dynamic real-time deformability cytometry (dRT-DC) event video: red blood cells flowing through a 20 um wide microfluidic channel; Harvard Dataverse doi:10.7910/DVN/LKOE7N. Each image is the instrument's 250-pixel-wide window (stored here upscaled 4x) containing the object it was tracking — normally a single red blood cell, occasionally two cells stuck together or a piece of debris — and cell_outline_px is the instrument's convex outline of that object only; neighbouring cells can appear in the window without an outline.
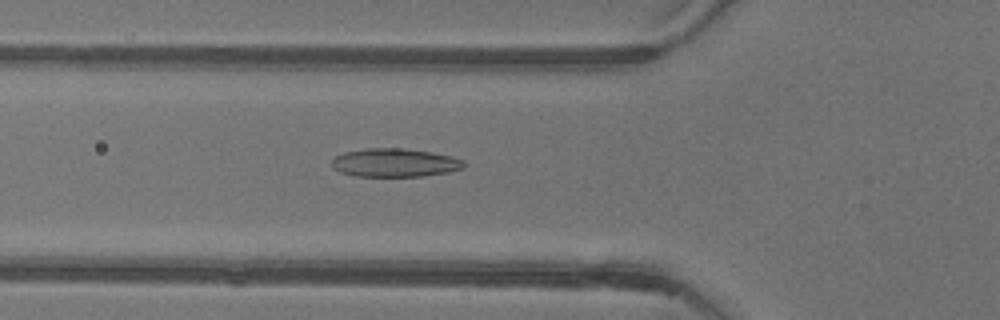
{"species": "common noctule bat (a hibernating species)", "species_latin": "Nyctalus noctula", "temperature_condition": "warm", "stored_images_in_passage": 53, "camera_frame_rate_fps": 3000, "um_per_image_px": 0.085, "animal": {"sex": "female"}, "frame": {"image": 1, "passage_image": 19, "time_ms": 6.0, "image_size_px": [1000, 320], "cell_outline_px": [[464, 168], [448, 172], [424, 176], [356, 176], [340, 172], [332, 164], [332, 160], [336, 156], [344, 152], [364, 148], [404, 148], [432, 152], [452, 156], [464, 160]], "centroid_in_image_um": [33.58, 13.82], "position_along_channel_um": 92.2, "area_um2": 21.91}}
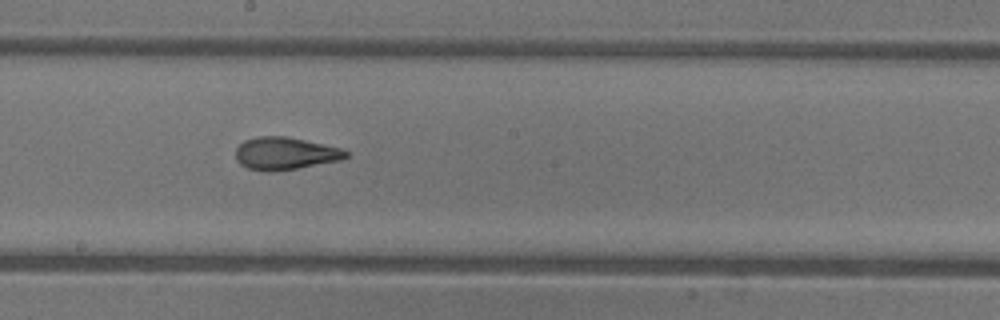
{"frame": {"image": 2, "passage_image": 29, "time_ms": 9.333, "image_size_px": [1000, 320], "cell_outline_px": [[348, 156], [340, 160], [296, 168], [268, 172], [248, 168], [240, 164], [236, 160], [236, 148], [244, 140], [256, 136], [284, 136], [304, 140], [340, 148], [348, 152]], "centroid_in_image_um": [24.19, 13.04], "position_along_channel_um": 224.0, "area_um2": 20.63}}
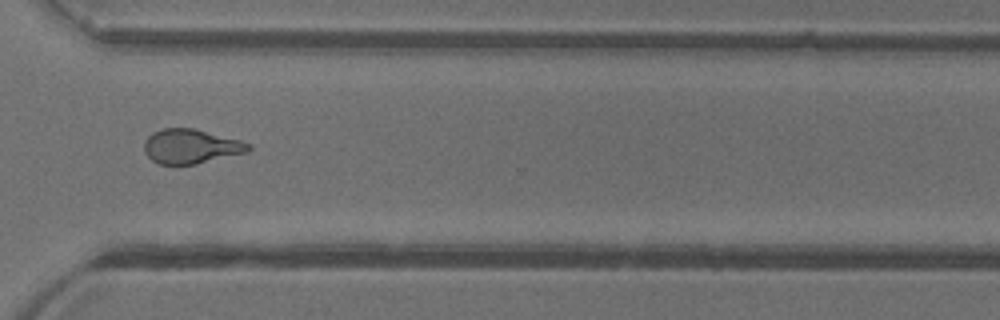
{"frame": {"image": 3, "passage_image": 39, "time_ms": 12.667, "image_size_px": [1000, 320], "cell_outline_px": [[252, 148], [248, 152], [196, 164], [160, 164], [152, 160], [144, 152], [144, 144], [148, 136], [152, 132], [164, 128], [192, 128], [240, 140], [252, 144]], "centroid_in_image_um": [16.24, 12.44], "position_along_channel_um": 354.4, "area_um2": 20.87}, "authors_computed_cell_mechanics": {"area_um2": 21.386, "velocity_mm_per_s": 3.9251, "shape_relaxation_time_tau1_ms": 4.9356, "shape_relaxation_time_tau2_ms": 1.7438, "deformation_change_tau1": 0.1777, "deformation_change_tau2": 0.0847}}